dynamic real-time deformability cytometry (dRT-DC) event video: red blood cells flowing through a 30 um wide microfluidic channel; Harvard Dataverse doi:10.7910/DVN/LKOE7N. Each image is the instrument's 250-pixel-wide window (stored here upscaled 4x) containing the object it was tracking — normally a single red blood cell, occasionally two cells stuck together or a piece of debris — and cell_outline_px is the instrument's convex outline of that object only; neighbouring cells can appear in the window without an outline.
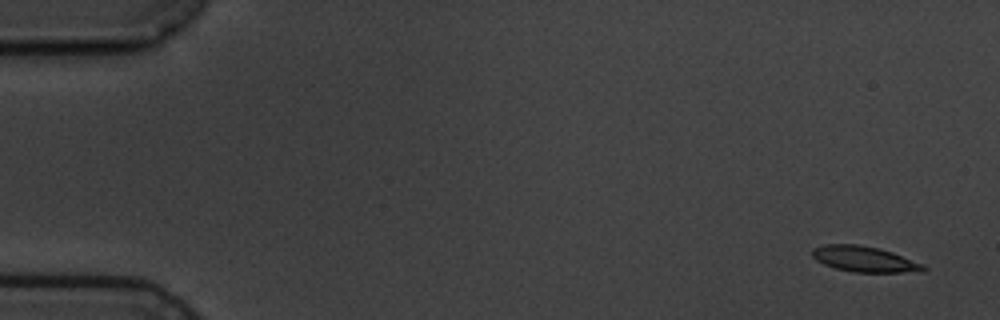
{"species": "common noctule bat (a hibernating species)", "species_latin": "Nyctalus noctula", "temperature_condition": "cold", "stored_images_in_passage": 5, "camera_frame_rate_fps": 3000, "um_per_image_px": 0.085, "animal": {"sex": "male", "body_mass_g": 19.5, "forearm_length_mm": 54.6}, "frame": {"image": 1, "passage_image": 1, "time_ms": 0.0, "image_size_px": [1000, 320], "cell_outline_px": [[928, 268], [924, 272], [852, 272], [836, 268], [824, 264], [816, 260], [812, 256], [812, 248], [824, 244], [856, 244], [880, 248], [892, 252], [924, 264]], "centroid_in_image_um": [73.49, 22.02], "position_along_channel_um": 11.5, "area_um2": 16.76}}
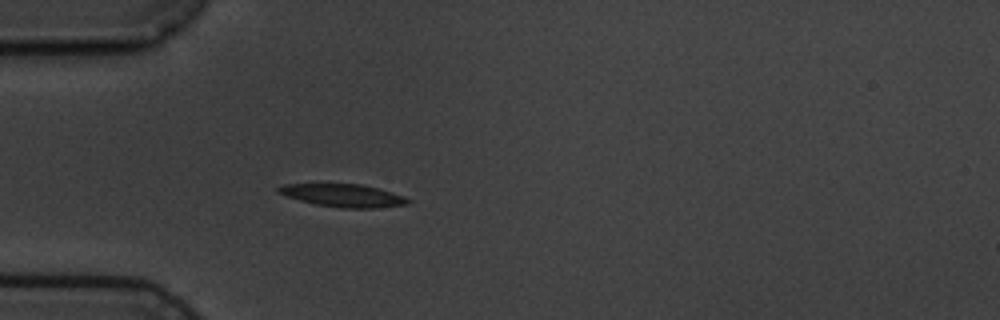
{"frame": {"image": 2, "passage_image": 5, "time_ms": 4.667, "image_size_px": [1000, 320], "cell_outline_px": [[412, 200], [408, 204], [376, 208], [344, 208], [316, 204], [300, 200], [276, 192], [276, 188], [284, 184], [360, 184], [392, 192], [404, 196]], "centroid_in_image_um": [29.19, 16.61], "position_along_channel_um": 55.8, "area_um2": 17.05}}